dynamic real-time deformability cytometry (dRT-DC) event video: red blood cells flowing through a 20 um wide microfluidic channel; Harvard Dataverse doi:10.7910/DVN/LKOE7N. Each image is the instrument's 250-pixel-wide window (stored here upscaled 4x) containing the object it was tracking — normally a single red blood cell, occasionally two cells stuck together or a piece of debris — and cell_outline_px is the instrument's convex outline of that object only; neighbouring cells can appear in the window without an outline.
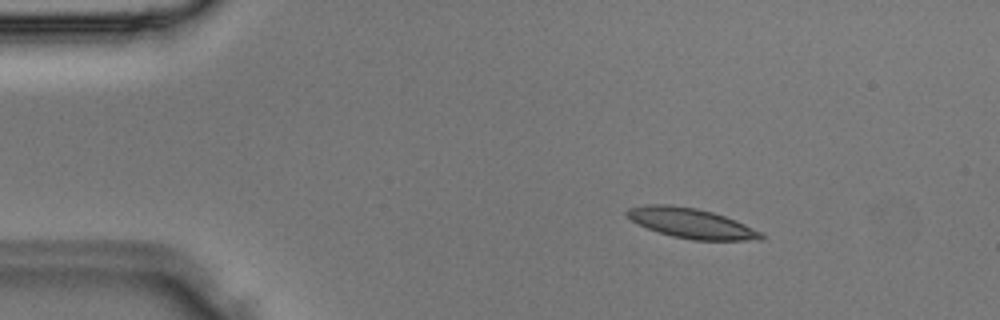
{"species": "Egyptian fruit bat (a non-hibernating species)", "species_latin": "Rousettus aegyptiacus", "temperature_condition": "room temperature", "stored_images_in_passage": 4, "camera_frame_rate_fps": 3000, "um_per_image_px": 0.085, "animal": {"sex": "male"}, "frame": {"image": 1, "passage_image": 2, "time_ms": 0.333, "image_size_px": [1000, 320], "cell_outline_px": [[764, 236], [760, 240], [692, 240], [672, 236], [648, 228], [624, 216], [624, 212], [628, 208], [644, 204], [668, 204], [696, 208], [712, 212], [736, 220], [764, 232]], "centroid_in_image_um": [58.76, 18.96], "position_along_channel_um": 26.2, "area_um2": 23.52}}